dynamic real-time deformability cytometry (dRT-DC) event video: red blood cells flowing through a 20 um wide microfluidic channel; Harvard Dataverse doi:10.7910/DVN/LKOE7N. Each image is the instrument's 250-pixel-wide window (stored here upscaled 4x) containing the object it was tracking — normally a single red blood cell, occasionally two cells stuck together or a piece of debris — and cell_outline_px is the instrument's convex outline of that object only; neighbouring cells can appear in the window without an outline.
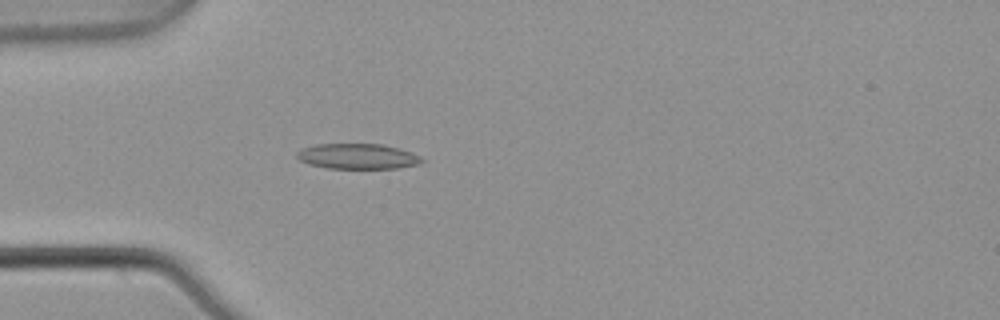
{"species": "common noctule bat (a hibernating species)", "species_latin": "Nyctalus noctula", "temperature_condition": "warm", "stored_images_in_passage": 1, "camera_frame_rate_fps": 3000, "um_per_image_px": 0.085, "animal": {"sex": "male", "body_mass_g": 21.5, "forearm_length_mm": 52.0}, "frame": {"image": 1, "passage_image": 1, "time_ms": 0.0, "image_size_px": [1000, 320], "cell_outline_px": [[424, 160], [420, 164], [396, 168], [328, 168], [308, 164], [300, 160], [296, 156], [296, 152], [304, 148], [316, 144], [380, 144], [400, 148], [412, 152], [420, 156]], "centroid_in_image_um": [30.42, 13.28], "position_along_channel_um": 54.6, "area_um2": 18.44}}